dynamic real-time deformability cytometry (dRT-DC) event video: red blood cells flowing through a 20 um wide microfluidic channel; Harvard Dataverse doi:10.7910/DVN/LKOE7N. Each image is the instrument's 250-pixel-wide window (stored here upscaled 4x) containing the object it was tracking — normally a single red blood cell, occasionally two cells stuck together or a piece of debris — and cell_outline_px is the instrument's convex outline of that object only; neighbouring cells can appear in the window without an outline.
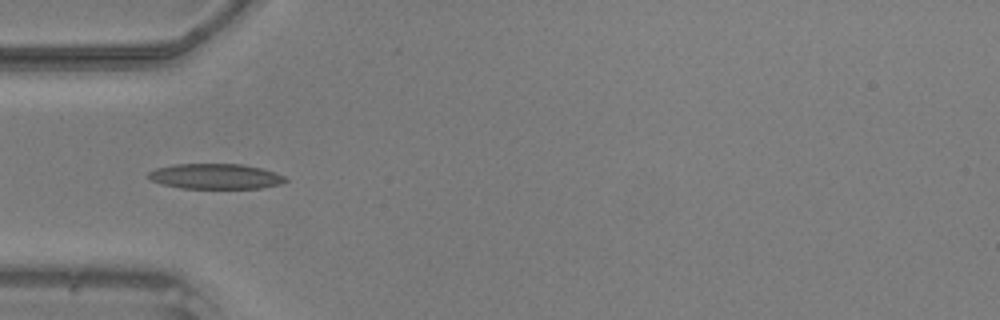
{"species": "common noctule bat (a hibernating species)", "species_latin": "Nyctalus noctula", "temperature_condition": "warm", "stored_images_in_passage": 21, "camera_frame_rate_fps": 3000, "um_per_image_px": 0.085, "animal": {"sex": "male", "body_mass_g": 20.5, "forearm_length_mm": 52.5}, "frame": {"image": 1, "passage_image": 1, "time_ms": 0.0, "image_size_px": [1000, 320], "cell_outline_px": [[288, 180], [280, 184], [260, 188], [180, 188], [164, 184], [152, 180], [148, 176], [148, 172], [156, 168], [176, 164], [240, 164], [260, 168], [276, 172], [284, 176]], "centroid_in_image_um": [18.33, 14.99], "position_along_channel_um": 66.7, "area_um2": 20.0}}
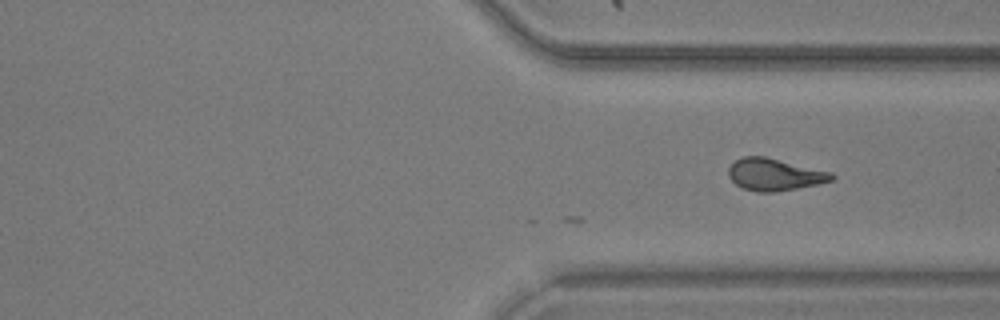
{"frame": {"image": 2, "passage_image": 21, "time_ms": 6.667, "image_size_px": [1000, 320], "cell_outline_px": [[836, 176], [832, 180], [820, 184], [776, 192], [756, 192], [744, 188], [736, 184], [728, 176], [728, 168], [736, 160], [744, 156], [764, 156], [832, 172]], "centroid_in_image_um": [65.85, 14.84], "position_along_channel_um": 345.5, "area_um2": 19.31}}